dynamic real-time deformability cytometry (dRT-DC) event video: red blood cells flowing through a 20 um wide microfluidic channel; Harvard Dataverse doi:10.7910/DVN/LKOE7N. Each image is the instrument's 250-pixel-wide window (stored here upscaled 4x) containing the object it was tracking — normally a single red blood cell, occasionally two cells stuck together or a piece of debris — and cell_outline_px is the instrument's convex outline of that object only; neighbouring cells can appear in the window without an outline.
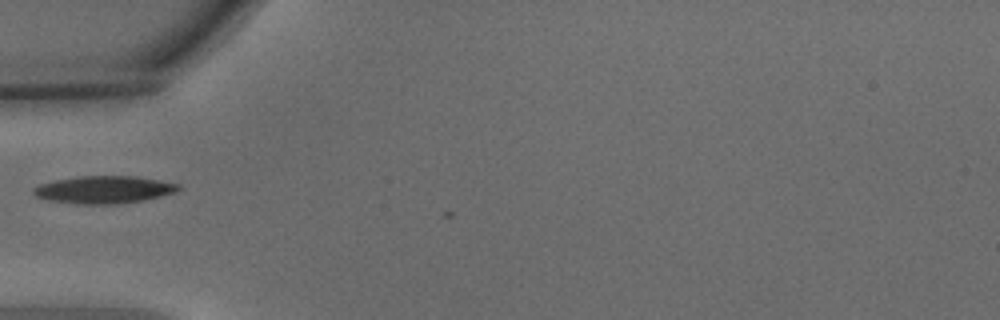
{"species": "common noctule bat (a hibernating species)", "species_latin": "Nyctalus noctula", "temperature_condition": "warm", "stored_images_in_passage": 2, "camera_frame_rate_fps": 3000, "um_per_image_px": 0.085, "animal": {"sex": "male", "body_mass_g": 15.6}, "frame": {"image": 1, "passage_image": 1, "time_ms": 0.0, "image_size_px": [1000, 320], "cell_outline_px": [[180, 188], [176, 192], [144, 200], [116, 204], [80, 204], [48, 200], [36, 196], [32, 192], [32, 188], [40, 184], [56, 180], [80, 176], [136, 176], [180, 184]], "centroid_in_image_um": [8.83, 16.12], "position_along_channel_um": 76.2, "area_um2": 23.12}}